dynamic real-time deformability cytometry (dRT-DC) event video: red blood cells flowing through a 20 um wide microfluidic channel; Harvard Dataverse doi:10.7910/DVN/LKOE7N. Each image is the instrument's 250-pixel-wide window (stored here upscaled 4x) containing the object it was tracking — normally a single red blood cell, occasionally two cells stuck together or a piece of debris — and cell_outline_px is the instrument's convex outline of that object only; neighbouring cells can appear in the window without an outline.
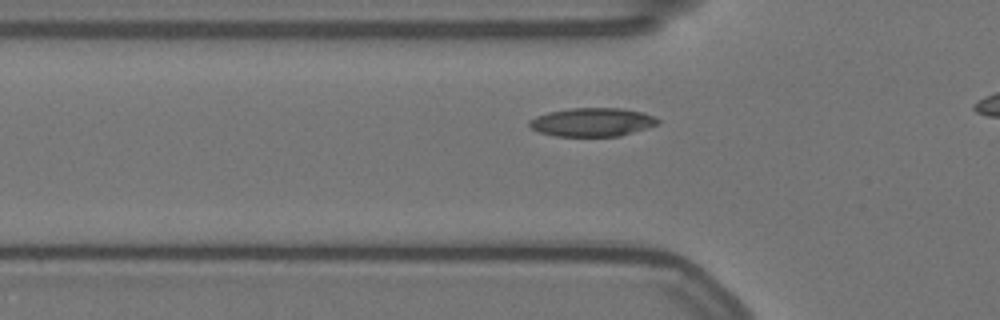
{"species": "Egyptian fruit bat (a non-hibernating species)", "species_latin": "Rousettus aegyptiacus", "temperature_condition": "warm", "stored_images_in_passage": 37, "camera_frame_rate_fps": 3000, "um_per_image_px": 0.085, "animal": {"sex": "female"}, "frame": {"image": 1, "passage_image": 9, "time_ms": 2.667, "image_size_px": [1000, 320], "cell_outline_px": [[660, 124], [620, 136], [556, 136], [540, 132], [532, 128], [528, 124], [528, 120], [536, 116], [548, 112], [568, 108], [620, 108], [640, 112], [652, 116], [660, 120]], "centroid_in_image_um": [50.33, 10.38], "position_along_channel_um": 75.5, "area_um2": 21.33}}
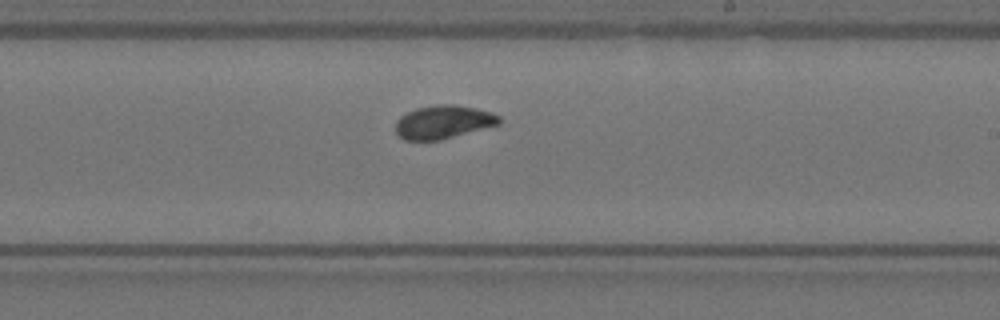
{"frame": {"image": 2, "passage_image": 24, "time_ms": 7.667, "image_size_px": [1000, 320], "cell_outline_px": [[500, 124], [440, 140], [404, 140], [396, 132], [396, 120], [400, 116], [416, 108], [436, 104], [456, 104], [476, 108], [500, 116]], "centroid_in_image_um": [37.66, 10.36], "position_along_channel_um": 251.3, "area_um2": 20.06}}
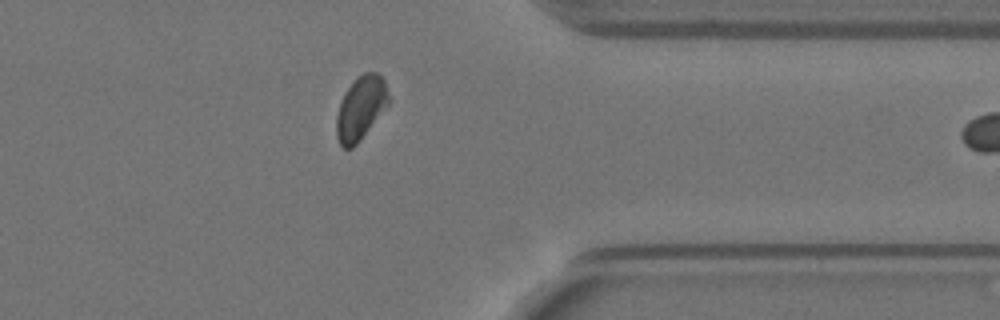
{"frame": {"image": 3, "passage_image": 36, "time_ms": 11.667, "image_size_px": [1000, 320], "cell_outline_px": [[388, 104], [360, 140], [352, 148], [344, 148], [340, 144], [336, 136], [336, 116], [340, 104], [348, 88], [356, 76], [364, 72], [376, 72], [384, 80], [388, 96]], "centroid_in_image_um": [30.64, 9.18], "position_along_channel_um": 380.8, "area_um2": 18.9}}